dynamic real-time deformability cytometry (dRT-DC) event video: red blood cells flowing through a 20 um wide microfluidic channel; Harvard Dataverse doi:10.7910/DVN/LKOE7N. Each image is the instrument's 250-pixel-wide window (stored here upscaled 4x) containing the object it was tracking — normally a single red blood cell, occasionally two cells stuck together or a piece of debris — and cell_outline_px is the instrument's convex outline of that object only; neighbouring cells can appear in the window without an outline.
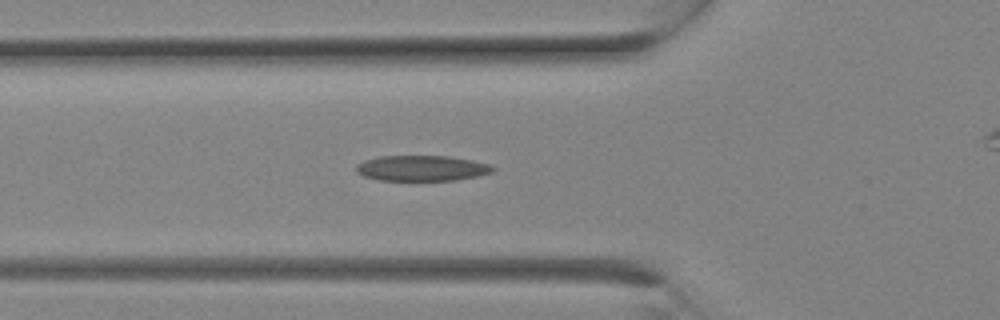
{"species": "Egyptian fruit bat (a non-hibernating species)", "species_latin": "Rousettus aegyptiacus", "temperature_condition": "room temperature", "stored_images_in_passage": 9, "camera_frame_rate_fps": 3000, "um_per_image_px": 0.085, "animal": {"sex": "female"}, "frame": {"image": 1, "passage_image": 7, "time_ms": 2.0, "image_size_px": [1000, 320], "cell_outline_px": [[496, 168], [492, 172], [476, 176], [456, 180], [380, 180], [364, 176], [356, 172], [356, 164], [364, 160], [380, 156], [448, 156], [472, 160], [488, 164]], "centroid_in_image_um": [35.83, 14.29], "position_along_channel_um": 90.0, "area_um2": 20.23}}
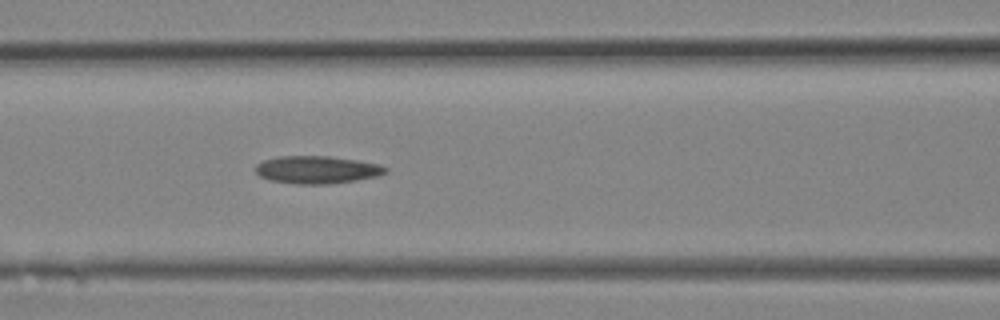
{"frame": {"image": 2, "passage_image": 9, "time_ms": 2.667, "image_size_px": [1000, 320], "cell_outline_px": [[388, 172], [380, 176], [356, 180], [328, 184], [296, 184], [272, 180], [260, 176], [256, 172], [256, 164], [264, 160], [276, 156], [328, 156], [360, 160], [380, 164], [388, 168]], "centroid_in_image_um": [27.0, 14.42], "position_along_channel_um": 139.6, "area_um2": 21.1}}